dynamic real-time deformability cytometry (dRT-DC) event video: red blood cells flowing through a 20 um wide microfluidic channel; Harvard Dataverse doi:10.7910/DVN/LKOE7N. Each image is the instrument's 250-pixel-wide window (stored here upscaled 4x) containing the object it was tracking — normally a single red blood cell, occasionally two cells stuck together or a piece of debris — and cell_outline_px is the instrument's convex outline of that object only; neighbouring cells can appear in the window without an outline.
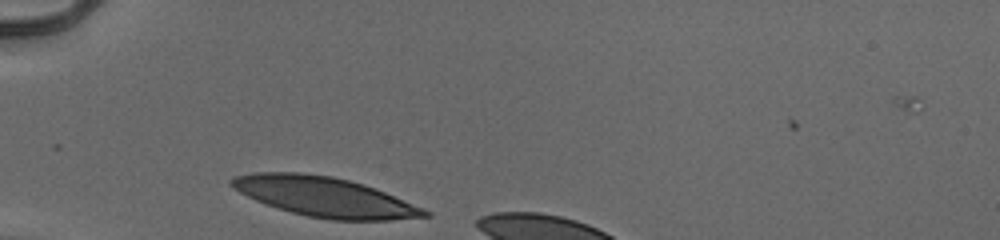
{"species": "human", "species_latin": "Homo sapiens", "temperature_condition": "cold", "stored_images_in_passage": 6, "camera_frame_rate_fps": 3000, "um_per_image_px": 0.085, "donor": {"sex": "male"}, "frame": {"image": 1, "passage_image": 1, "time_ms": 0.0, "image_size_px": [1000, 240], "cell_outline_px": [[432, 216], [392, 220], [332, 220], [308, 216], [292, 212], [256, 200], [240, 192], [228, 184], [228, 180], [236, 176], [252, 172], [300, 172], [332, 176], [364, 184], [376, 188], [424, 208], [432, 212]], "centroid_in_image_um": [27.63, 16.72], "position_along_channel_um": 57.4, "area_um2": 44.62}}